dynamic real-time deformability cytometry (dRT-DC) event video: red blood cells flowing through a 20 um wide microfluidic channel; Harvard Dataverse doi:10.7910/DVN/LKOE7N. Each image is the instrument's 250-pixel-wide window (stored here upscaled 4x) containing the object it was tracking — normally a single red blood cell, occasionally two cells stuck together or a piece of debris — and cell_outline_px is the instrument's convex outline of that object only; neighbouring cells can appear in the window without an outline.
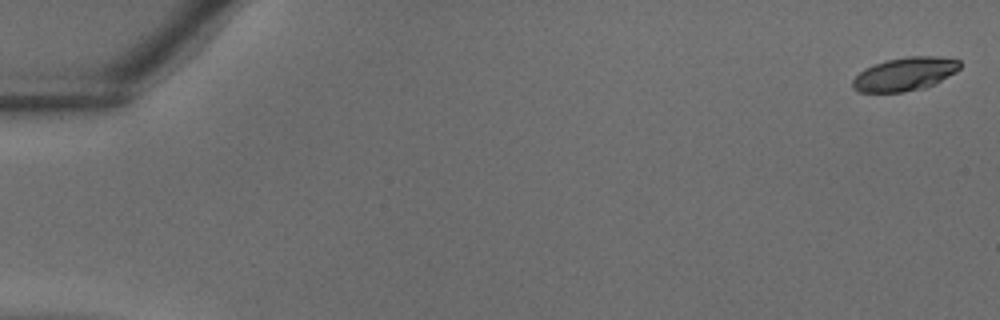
{"species": "common noctule bat (a hibernating species)", "species_latin": "Nyctalus noctula", "temperature_condition": "warm", "stored_images_in_passage": 15, "camera_frame_rate_fps": 3000, "um_per_image_px": 0.085, "animal": {"sex": "male", "body_mass_g": 18.8}, "frame": {"image": 1, "passage_image": 1, "time_ms": 0.0, "image_size_px": [1000, 320], "cell_outline_px": [[960, 68], [956, 72], [924, 88], [904, 92], [860, 92], [852, 88], [852, 80], [864, 68], [888, 60], [908, 56], [940, 56], [960, 60]], "centroid_in_image_um": [76.91, 6.29], "position_along_channel_um": 8.1, "area_um2": 20.75}}
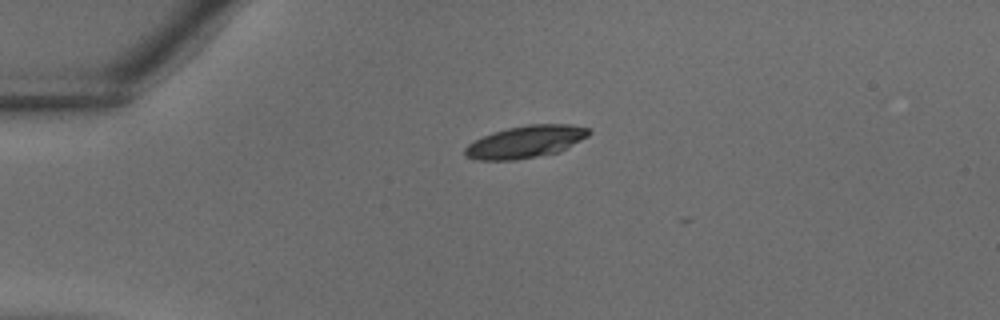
{"frame": {"image": 2, "passage_image": 10, "time_ms": 3.0, "image_size_px": [1000, 320], "cell_outline_px": [[592, 132], [588, 136], [560, 152], [516, 160], [476, 160], [464, 156], [464, 148], [468, 144], [492, 132], [508, 128], [528, 124], [572, 124], [588, 128]], "centroid_in_image_um": [44.68, 12.05], "position_along_channel_um": 40.3, "area_um2": 23.41}}
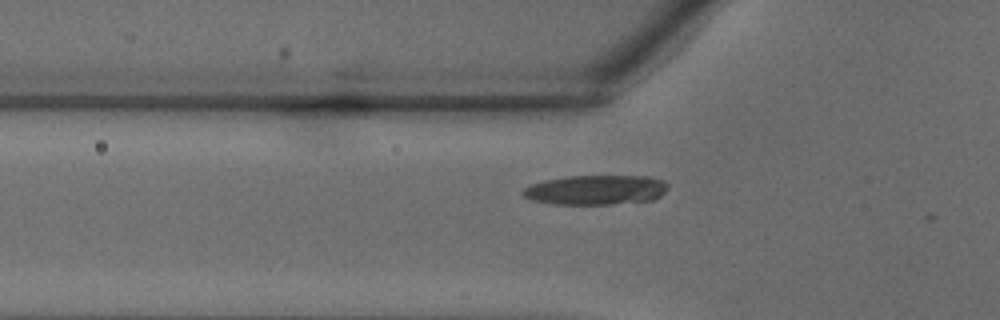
{"frame": {"image": 3, "passage_image": 14, "time_ms": 4.333, "image_size_px": [1000, 320], "cell_outline_px": [[668, 188], [660, 196], [652, 200], [612, 204], [552, 204], [532, 200], [524, 196], [520, 192], [524, 188], [532, 184], [544, 180], [568, 176], [652, 176], [664, 180], [668, 184]], "centroid_in_image_um": [50.66, 16.14], "position_along_channel_um": 75.1, "area_um2": 25.2}}